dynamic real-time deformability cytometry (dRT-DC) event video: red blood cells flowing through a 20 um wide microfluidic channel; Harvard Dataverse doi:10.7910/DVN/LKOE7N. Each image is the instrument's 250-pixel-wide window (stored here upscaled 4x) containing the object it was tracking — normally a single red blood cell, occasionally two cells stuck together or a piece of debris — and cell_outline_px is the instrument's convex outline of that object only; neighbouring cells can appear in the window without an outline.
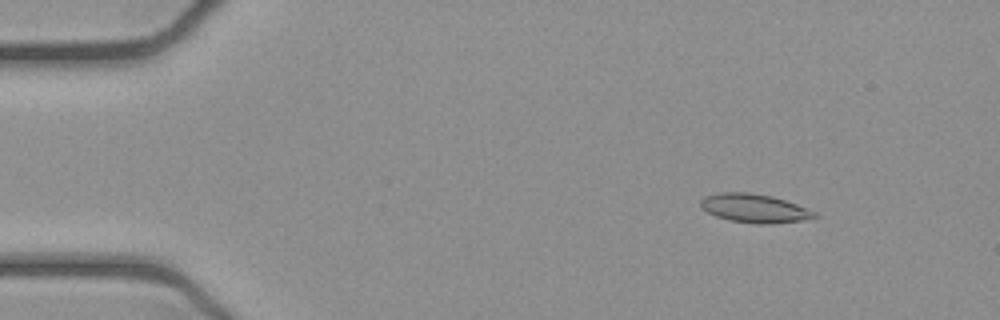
{"species": "common noctule bat (a hibernating species)", "species_latin": "Nyctalus noctula", "temperature_condition": "cold", "stored_images_in_passage": 53, "camera_frame_rate_fps": 3000, "um_per_image_px": 0.085, "animal": {"sex": "female", "body_mass_g": 21.9}, "frame": {"image": 1, "passage_image": 7, "time_ms": 2.0, "image_size_px": [1000, 320], "cell_outline_px": [[820, 216], [800, 220], [768, 224], [756, 224], [728, 220], [716, 216], [708, 212], [700, 204], [700, 200], [704, 196], [720, 192], [752, 192], [772, 196], [796, 204], [816, 212]], "centroid_in_image_um": [64.11, 17.69], "position_along_channel_um": 20.9, "area_um2": 18.96}}
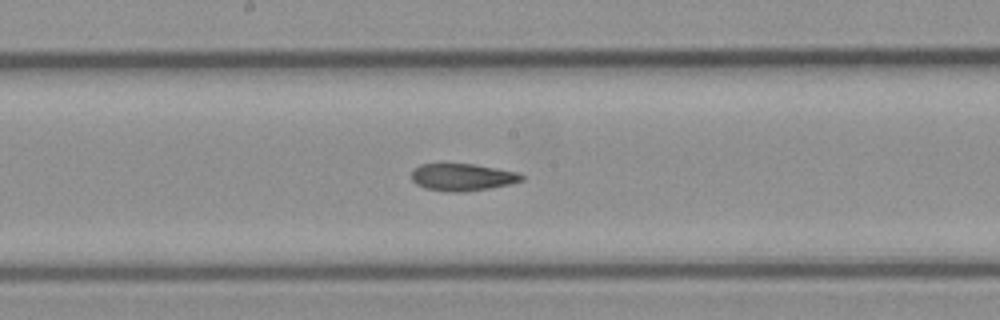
{"frame": {"image": 2, "passage_image": 28, "time_ms": 9.0, "image_size_px": [1000, 320], "cell_outline_px": [[524, 180], [508, 184], [488, 188], [464, 192], [448, 192], [424, 188], [416, 184], [412, 180], [412, 172], [420, 164], [472, 164], [516, 172], [524, 176]], "centroid_in_image_um": [39.27, 15.07], "position_along_channel_um": 208.9, "area_um2": 17.22}}
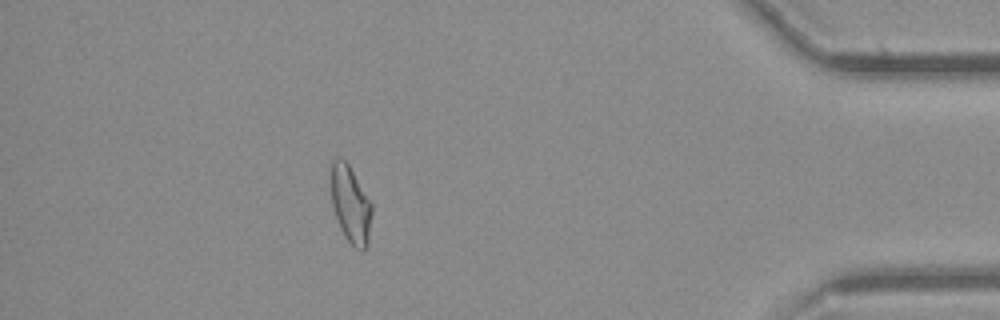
{"frame": {"image": 3, "passage_image": 47, "time_ms": 15.333, "image_size_px": [1000, 320], "cell_outline_px": [[372, 212], [368, 244], [364, 252], [360, 252], [344, 236], [340, 228], [332, 204], [332, 160], [336, 156], [340, 156], [348, 164], [372, 204]], "centroid_in_image_um": [29.82, 17.41], "position_along_channel_um": 405.4, "area_um2": 18.21}, "authors_computed_cell_mechanics": {"area_um2": 18.3804, "velocity_mm_per_s": 3.8934, "shape_relaxation_time_tau1_ms": null, "shape_relaxation_time_tau2_ms": 3.4364, "deformation_change_tau1": null, "deformation_change_tau2": 0.1048}}